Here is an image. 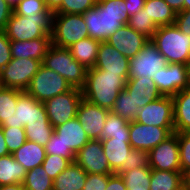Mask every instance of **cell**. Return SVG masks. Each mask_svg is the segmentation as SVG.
I'll list each match as a JSON object with an SVG mask.
<instances>
[{"mask_svg":"<svg viewBox=\"0 0 190 190\" xmlns=\"http://www.w3.org/2000/svg\"><path fill=\"white\" fill-rule=\"evenodd\" d=\"M82 16L89 37L100 42L106 41L129 20L125 0H97L96 6Z\"/></svg>","mask_w":190,"mask_h":190,"instance_id":"cell-1","label":"cell"},{"mask_svg":"<svg viewBox=\"0 0 190 190\" xmlns=\"http://www.w3.org/2000/svg\"><path fill=\"white\" fill-rule=\"evenodd\" d=\"M126 87V80L119 74L105 73L97 68L87 69L82 97L111 111L119 92Z\"/></svg>","mask_w":190,"mask_h":190,"instance_id":"cell-2","label":"cell"},{"mask_svg":"<svg viewBox=\"0 0 190 190\" xmlns=\"http://www.w3.org/2000/svg\"><path fill=\"white\" fill-rule=\"evenodd\" d=\"M53 14L49 9L35 16H21L12 12L4 32L10 41H26L51 36Z\"/></svg>","mask_w":190,"mask_h":190,"instance_id":"cell-3","label":"cell"},{"mask_svg":"<svg viewBox=\"0 0 190 190\" xmlns=\"http://www.w3.org/2000/svg\"><path fill=\"white\" fill-rule=\"evenodd\" d=\"M150 40L167 63L190 62V35L182 33L176 25L159 26Z\"/></svg>","mask_w":190,"mask_h":190,"instance_id":"cell-4","label":"cell"},{"mask_svg":"<svg viewBox=\"0 0 190 190\" xmlns=\"http://www.w3.org/2000/svg\"><path fill=\"white\" fill-rule=\"evenodd\" d=\"M42 65L61 75L73 88L82 89L85 85L87 69L73 58L68 48L52 45Z\"/></svg>","mask_w":190,"mask_h":190,"instance_id":"cell-5","label":"cell"},{"mask_svg":"<svg viewBox=\"0 0 190 190\" xmlns=\"http://www.w3.org/2000/svg\"><path fill=\"white\" fill-rule=\"evenodd\" d=\"M52 45L69 48L81 39L89 37L82 14H53Z\"/></svg>","mask_w":190,"mask_h":190,"instance_id":"cell-6","label":"cell"},{"mask_svg":"<svg viewBox=\"0 0 190 190\" xmlns=\"http://www.w3.org/2000/svg\"><path fill=\"white\" fill-rule=\"evenodd\" d=\"M72 87L59 74L41 65L38 72L32 77L25 92L39 102L47 100L69 91Z\"/></svg>","mask_w":190,"mask_h":190,"instance_id":"cell-7","label":"cell"},{"mask_svg":"<svg viewBox=\"0 0 190 190\" xmlns=\"http://www.w3.org/2000/svg\"><path fill=\"white\" fill-rule=\"evenodd\" d=\"M82 98V90L72 87L69 91L43 103L48 119L54 129L76 117L77 108Z\"/></svg>","mask_w":190,"mask_h":190,"instance_id":"cell-8","label":"cell"},{"mask_svg":"<svg viewBox=\"0 0 190 190\" xmlns=\"http://www.w3.org/2000/svg\"><path fill=\"white\" fill-rule=\"evenodd\" d=\"M41 65V61L32 58L12 59L0 71L1 86L25 91Z\"/></svg>","mask_w":190,"mask_h":190,"instance_id":"cell-9","label":"cell"},{"mask_svg":"<svg viewBox=\"0 0 190 190\" xmlns=\"http://www.w3.org/2000/svg\"><path fill=\"white\" fill-rule=\"evenodd\" d=\"M166 58L149 40L143 49L133 58L129 59V78H153L161 68L167 66Z\"/></svg>","mask_w":190,"mask_h":190,"instance_id":"cell-10","label":"cell"},{"mask_svg":"<svg viewBox=\"0 0 190 190\" xmlns=\"http://www.w3.org/2000/svg\"><path fill=\"white\" fill-rule=\"evenodd\" d=\"M36 123H50L44 104L24 92L18 98L15 114L0 126L17 128Z\"/></svg>","mask_w":190,"mask_h":190,"instance_id":"cell-11","label":"cell"},{"mask_svg":"<svg viewBox=\"0 0 190 190\" xmlns=\"http://www.w3.org/2000/svg\"><path fill=\"white\" fill-rule=\"evenodd\" d=\"M173 133H175L174 127H157L136 121L129 122V143L132 149L149 152Z\"/></svg>","mask_w":190,"mask_h":190,"instance_id":"cell-12","label":"cell"},{"mask_svg":"<svg viewBox=\"0 0 190 190\" xmlns=\"http://www.w3.org/2000/svg\"><path fill=\"white\" fill-rule=\"evenodd\" d=\"M134 121L157 127H174L172 96H161L140 108Z\"/></svg>","mask_w":190,"mask_h":190,"instance_id":"cell-13","label":"cell"},{"mask_svg":"<svg viewBox=\"0 0 190 190\" xmlns=\"http://www.w3.org/2000/svg\"><path fill=\"white\" fill-rule=\"evenodd\" d=\"M149 166L154 170L181 171L178 133H173L166 140L148 152Z\"/></svg>","mask_w":190,"mask_h":190,"instance_id":"cell-14","label":"cell"},{"mask_svg":"<svg viewBox=\"0 0 190 190\" xmlns=\"http://www.w3.org/2000/svg\"><path fill=\"white\" fill-rule=\"evenodd\" d=\"M75 162L87 174H114L104 155L101 140L90 139L75 156Z\"/></svg>","mask_w":190,"mask_h":190,"instance_id":"cell-15","label":"cell"},{"mask_svg":"<svg viewBox=\"0 0 190 190\" xmlns=\"http://www.w3.org/2000/svg\"><path fill=\"white\" fill-rule=\"evenodd\" d=\"M162 96H174L187 88V68L182 63H168L153 76Z\"/></svg>","mask_w":190,"mask_h":190,"instance_id":"cell-16","label":"cell"},{"mask_svg":"<svg viewBox=\"0 0 190 190\" xmlns=\"http://www.w3.org/2000/svg\"><path fill=\"white\" fill-rule=\"evenodd\" d=\"M110 110L82 98L77 108V119L90 139L101 140L103 126Z\"/></svg>","mask_w":190,"mask_h":190,"instance_id":"cell-17","label":"cell"},{"mask_svg":"<svg viewBox=\"0 0 190 190\" xmlns=\"http://www.w3.org/2000/svg\"><path fill=\"white\" fill-rule=\"evenodd\" d=\"M149 40L145 35L124 24L110 35L106 42L116 48L126 58L131 59L143 49Z\"/></svg>","mask_w":190,"mask_h":190,"instance_id":"cell-18","label":"cell"},{"mask_svg":"<svg viewBox=\"0 0 190 190\" xmlns=\"http://www.w3.org/2000/svg\"><path fill=\"white\" fill-rule=\"evenodd\" d=\"M129 66V59L116 48L106 41L100 43L94 68L104 70L105 73L119 74L127 81Z\"/></svg>","mask_w":190,"mask_h":190,"instance_id":"cell-19","label":"cell"},{"mask_svg":"<svg viewBox=\"0 0 190 190\" xmlns=\"http://www.w3.org/2000/svg\"><path fill=\"white\" fill-rule=\"evenodd\" d=\"M52 46V36H44L33 40L10 41L12 59H35L43 62Z\"/></svg>","mask_w":190,"mask_h":190,"instance_id":"cell-20","label":"cell"},{"mask_svg":"<svg viewBox=\"0 0 190 190\" xmlns=\"http://www.w3.org/2000/svg\"><path fill=\"white\" fill-rule=\"evenodd\" d=\"M54 133L64 143L65 150H72L75 154L90 140L77 117L56 127Z\"/></svg>","mask_w":190,"mask_h":190,"instance_id":"cell-21","label":"cell"},{"mask_svg":"<svg viewBox=\"0 0 190 190\" xmlns=\"http://www.w3.org/2000/svg\"><path fill=\"white\" fill-rule=\"evenodd\" d=\"M125 90L139 109L162 96L151 78L127 79Z\"/></svg>","mask_w":190,"mask_h":190,"instance_id":"cell-22","label":"cell"},{"mask_svg":"<svg viewBox=\"0 0 190 190\" xmlns=\"http://www.w3.org/2000/svg\"><path fill=\"white\" fill-rule=\"evenodd\" d=\"M104 155L108 159L110 169L115 173L129 158L132 147L129 138L102 139Z\"/></svg>","mask_w":190,"mask_h":190,"instance_id":"cell-23","label":"cell"},{"mask_svg":"<svg viewBox=\"0 0 190 190\" xmlns=\"http://www.w3.org/2000/svg\"><path fill=\"white\" fill-rule=\"evenodd\" d=\"M175 133L190 132V88L172 96Z\"/></svg>","mask_w":190,"mask_h":190,"instance_id":"cell-24","label":"cell"},{"mask_svg":"<svg viewBox=\"0 0 190 190\" xmlns=\"http://www.w3.org/2000/svg\"><path fill=\"white\" fill-rule=\"evenodd\" d=\"M87 173L72 162L53 180V190H83Z\"/></svg>","mask_w":190,"mask_h":190,"instance_id":"cell-25","label":"cell"},{"mask_svg":"<svg viewBox=\"0 0 190 190\" xmlns=\"http://www.w3.org/2000/svg\"><path fill=\"white\" fill-rule=\"evenodd\" d=\"M12 155L26 171H29L42 165L46 157V150L44 146L26 140V142L13 152Z\"/></svg>","mask_w":190,"mask_h":190,"instance_id":"cell-26","label":"cell"},{"mask_svg":"<svg viewBox=\"0 0 190 190\" xmlns=\"http://www.w3.org/2000/svg\"><path fill=\"white\" fill-rule=\"evenodd\" d=\"M100 43L98 40L87 37L74 43L68 49L78 63L90 69L95 66Z\"/></svg>","mask_w":190,"mask_h":190,"instance_id":"cell-27","label":"cell"},{"mask_svg":"<svg viewBox=\"0 0 190 190\" xmlns=\"http://www.w3.org/2000/svg\"><path fill=\"white\" fill-rule=\"evenodd\" d=\"M185 176L181 171L152 169L149 190H183Z\"/></svg>","mask_w":190,"mask_h":190,"instance_id":"cell-28","label":"cell"},{"mask_svg":"<svg viewBox=\"0 0 190 190\" xmlns=\"http://www.w3.org/2000/svg\"><path fill=\"white\" fill-rule=\"evenodd\" d=\"M26 172L25 168L14 159L12 154L0 157V186L23 184Z\"/></svg>","mask_w":190,"mask_h":190,"instance_id":"cell-29","label":"cell"},{"mask_svg":"<svg viewBox=\"0 0 190 190\" xmlns=\"http://www.w3.org/2000/svg\"><path fill=\"white\" fill-rule=\"evenodd\" d=\"M144 9L158 27L175 23L176 12L164 0H145Z\"/></svg>","mask_w":190,"mask_h":190,"instance_id":"cell-30","label":"cell"},{"mask_svg":"<svg viewBox=\"0 0 190 190\" xmlns=\"http://www.w3.org/2000/svg\"><path fill=\"white\" fill-rule=\"evenodd\" d=\"M109 138H129V122L109 111L103 126L101 140Z\"/></svg>","mask_w":190,"mask_h":190,"instance_id":"cell-31","label":"cell"},{"mask_svg":"<svg viewBox=\"0 0 190 190\" xmlns=\"http://www.w3.org/2000/svg\"><path fill=\"white\" fill-rule=\"evenodd\" d=\"M24 92L16 88H0V125L15 114L18 98Z\"/></svg>","mask_w":190,"mask_h":190,"instance_id":"cell-32","label":"cell"},{"mask_svg":"<svg viewBox=\"0 0 190 190\" xmlns=\"http://www.w3.org/2000/svg\"><path fill=\"white\" fill-rule=\"evenodd\" d=\"M25 190H53V180L42 166L26 172L23 182Z\"/></svg>","mask_w":190,"mask_h":190,"instance_id":"cell-33","label":"cell"},{"mask_svg":"<svg viewBox=\"0 0 190 190\" xmlns=\"http://www.w3.org/2000/svg\"><path fill=\"white\" fill-rule=\"evenodd\" d=\"M111 111L128 122L134 121L138 115L139 107L135 106L132 97L124 89L119 92V95L114 103Z\"/></svg>","mask_w":190,"mask_h":190,"instance_id":"cell-34","label":"cell"},{"mask_svg":"<svg viewBox=\"0 0 190 190\" xmlns=\"http://www.w3.org/2000/svg\"><path fill=\"white\" fill-rule=\"evenodd\" d=\"M24 129L27 140L38 143L44 147L54 133V128L51 123L26 124Z\"/></svg>","mask_w":190,"mask_h":190,"instance_id":"cell-35","label":"cell"},{"mask_svg":"<svg viewBox=\"0 0 190 190\" xmlns=\"http://www.w3.org/2000/svg\"><path fill=\"white\" fill-rule=\"evenodd\" d=\"M127 25L134 29L136 32L145 35L149 39L152 38L158 28V26L147 15L144 8L140 12L129 17Z\"/></svg>","mask_w":190,"mask_h":190,"instance_id":"cell-36","label":"cell"},{"mask_svg":"<svg viewBox=\"0 0 190 190\" xmlns=\"http://www.w3.org/2000/svg\"><path fill=\"white\" fill-rule=\"evenodd\" d=\"M152 169L150 167H137L132 170L123 172L120 176L123 178L127 189L131 186L142 185L143 187H150Z\"/></svg>","mask_w":190,"mask_h":190,"instance_id":"cell-37","label":"cell"},{"mask_svg":"<svg viewBox=\"0 0 190 190\" xmlns=\"http://www.w3.org/2000/svg\"><path fill=\"white\" fill-rule=\"evenodd\" d=\"M2 131L10 154L19 149L27 140L24 127H2Z\"/></svg>","mask_w":190,"mask_h":190,"instance_id":"cell-38","label":"cell"},{"mask_svg":"<svg viewBox=\"0 0 190 190\" xmlns=\"http://www.w3.org/2000/svg\"><path fill=\"white\" fill-rule=\"evenodd\" d=\"M137 167H150L147 151L132 149L129 153V158L126 159V161L115 172V174L120 175L123 172L132 170Z\"/></svg>","mask_w":190,"mask_h":190,"instance_id":"cell-39","label":"cell"},{"mask_svg":"<svg viewBox=\"0 0 190 190\" xmlns=\"http://www.w3.org/2000/svg\"><path fill=\"white\" fill-rule=\"evenodd\" d=\"M97 0H62L61 6L54 13L84 14L96 6Z\"/></svg>","mask_w":190,"mask_h":190,"instance_id":"cell-40","label":"cell"},{"mask_svg":"<svg viewBox=\"0 0 190 190\" xmlns=\"http://www.w3.org/2000/svg\"><path fill=\"white\" fill-rule=\"evenodd\" d=\"M71 162L63 158L62 156L46 154L45 160L42 163V167L46 173L54 180L59 173L66 169Z\"/></svg>","mask_w":190,"mask_h":190,"instance_id":"cell-41","label":"cell"},{"mask_svg":"<svg viewBox=\"0 0 190 190\" xmlns=\"http://www.w3.org/2000/svg\"><path fill=\"white\" fill-rule=\"evenodd\" d=\"M181 172L190 173V132L178 133Z\"/></svg>","mask_w":190,"mask_h":190,"instance_id":"cell-42","label":"cell"},{"mask_svg":"<svg viewBox=\"0 0 190 190\" xmlns=\"http://www.w3.org/2000/svg\"><path fill=\"white\" fill-rule=\"evenodd\" d=\"M47 9L43 0H20L13 8V12L21 16H35L44 13Z\"/></svg>","mask_w":190,"mask_h":190,"instance_id":"cell-43","label":"cell"},{"mask_svg":"<svg viewBox=\"0 0 190 190\" xmlns=\"http://www.w3.org/2000/svg\"><path fill=\"white\" fill-rule=\"evenodd\" d=\"M46 154L58 155L68 159L71 163L75 162L76 154L72 150H65L64 143L53 133L45 146Z\"/></svg>","mask_w":190,"mask_h":190,"instance_id":"cell-44","label":"cell"},{"mask_svg":"<svg viewBox=\"0 0 190 190\" xmlns=\"http://www.w3.org/2000/svg\"><path fill=\"white\" fill-rule=\"evenodd\" d=\"M112 174H87L83 190H105Z\"/></svg>","mask_w":190,"mask_h":190,"instance_id":"cell-45","label":"cell"},{"mask_svg":"<svg viewBox=\"0 0 190 190\" xmlns=\"http://www.w3.org/2000/svg\"><path fill=\"white\" fill-rule=\"evenodd\" d=\"M12 60L10 40L4 31H0V71Z\"/></svg>","mask_w":190,"mask_h":190,"instance_id":"cell-46","label":"cell"},{"mask_svg":"<svg viewBox=\"0 0 190 190\" xmlns=\"http://www.w3.org/2000/svg\"><path fill=\"white\" fill-rule=\"evenodd\" d=\"M174 25H176L182 33L190 35V10H182L176 13Z\"/></svg>","mask_w":190,"mask_h":190,"instance_id":"cell-47","label":"cell"},{"mask_svg":"<svg viewBox=\"0 0 190 190\" xmlns=\"http://www.w3.org/2000/svg\"><path fill=\"white\" fill-rule=\"evenodd\" d=\"M12 12L13 8L5 0H0V31L5 30Z\"/></svg>","mask_w":190,"mask_h":190,"instance_id":"cell-48","label":"cell"},{"mask_svg":"<svg viewBox=\"0 0 190 190\" xmlns=\"http://www.w3.org/2000/svg\"><path fill=\"white\" fill-rule=\"evenodd\" d=\"M105 190H127L123 178L120 175L112 174L108 179V185Z\"/></svg>","mask_w":190,"mask_h":190,"instance_id":"cell-49","label":"cell"},{"mask_svg":"<svg viewBox=\"0 0 190 190\" xmlns=\"http://www.w3.org/2000/svg\"><path fill=\"white\" fill-rule=\"evenodd\" d=\"M145 0H125L127 14L129 17L140 12L144 8Z\"/></svg>","mask_w":190,"mask_h":190,"instance_id":"cell-50","label":"cell"},{"mask_svg":"<svg viewBox=\"0 0 190 190\" xmlns=\"http://www.w3.org/2000/svg\"><path fill=\"white\" fill-rule=\"evenodd\" d=\"M176 13L183 10L184 0H164Z\"/></svg>","mask_w":190,"mask_h":190,"instance_id":"cell-51","label":"cell"},{"mask_svg":"<svg viewBox=\"0 0 190 190\" xmlns=\"http://www.w3.org/2000/svg\"><path fill=\"white\" fill-rule=\"evenodd\" d=\"M10 154L5 142L2 127L0 126V157Z\"/></svg>","mask_w":190,"mask_h":190,"instance_id":"cell-52","label":"cell"},{"mask_svg":"<svg viewBox=\"0 0 190 190\" xmlns=\"http://www.w3.org/2000/svg\"><path fill=\"white\" fill-rule=\"evenodd\" d=\"M43 2L54 13L61 6L62 0H43Z\"/></svg>","mask_w":190,"mask_h":190,"instance_id":"cell-53","label":"cell"},{"mask_svg":"<svg viewBox=\"0 0 190 190\" xmlns=\"http://www.w3.org/2000/svg\"><path fill=\"white\" fill-rule=\"evenodd\" d=\"M0 190H25L23 184H12L0 186Z\"/></svg>","mask_w":190,"mask_h":190,"instance_id":"cell-54","label":"cell"},{"mask_svg":"<svg viewBox=\"0 0 190 190\" xmlns=\"http://www.w3.org/2000/svg\"><path fill=\"white\" fill-rule=\"evenodd\" d=\"M187 68V88H190V62L186 65Z\"/></svg>","mask_w":190,"mask_h":190,"instance_id":"cell-55","label":"cell"},{"mask_svg":"<svg viewBox=\"0 0 190 190\" xmlns=\"http://www.w3.org/2000/svg\"><path fill=\"white\" fill-rule=\"evenodd\" d=\"M185 188L190 190V173L185 176Z\"/></svg>","mask_w":190,"mask_h":190,"instance_id":"cell-56","label":"cell"},{"mask_svg":"<svg viewBox=\"0 0 190 190\" xmlns=\"http://www.w3.org/2000/svg\"><path fill=\"white\" fill-rule=\"evenodd\" d=\"M127 190H149V188L143 187L142 185H138V186H131V188Z\"/></svg>","mask_w":190,"mask_h":190,"instance_id":"cell-57","label":"cell"},{"mask_svg":"<svg viewBox=\"0 0 190 190\" xmlns=\"http://www.w3.org/2000/svg\"><path fill=\"white\" fill-rule=\"evenodd\" d=\"M12 8H14L20 0H5Z\"/></svg>","mask_w":190,"mask_h":190,"instance_id":"cell-58","label":"cell"},{"mask_svg":"<svg viewBox=\"0 0 190 190\" xmlns=\"http://www.w3.org/2000/svg\"><path fill=\"white\" fill-rule=\"evenodd\" d=\"M183 10H190V0L183 1Z\"/></svg>","mask_w":190,"mask_h":190,"instance_id":"cell-59","label":"cell"}]
</instances>
